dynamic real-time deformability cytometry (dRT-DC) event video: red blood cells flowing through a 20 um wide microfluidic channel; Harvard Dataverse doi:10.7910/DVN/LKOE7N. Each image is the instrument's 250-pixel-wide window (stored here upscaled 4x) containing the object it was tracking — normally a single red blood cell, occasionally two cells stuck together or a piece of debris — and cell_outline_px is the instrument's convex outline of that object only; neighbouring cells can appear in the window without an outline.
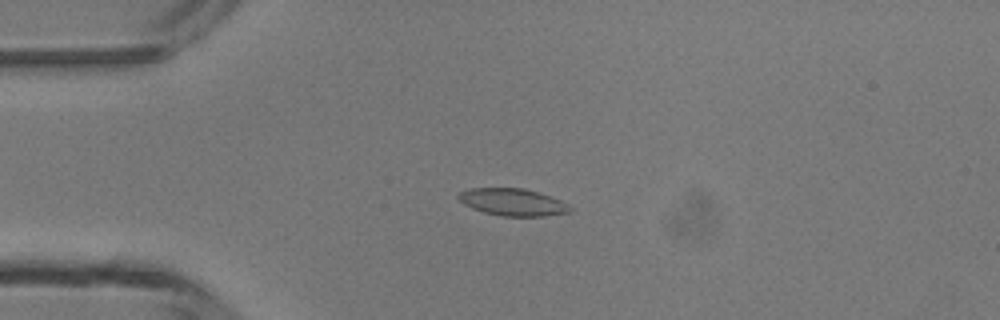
{"species": "common noctule bat (a hibernating species)", "species_latin": "Nyctalus noctula", "temperature_condition": "room temperature", "stored_images_in_passage": 5, "camera_frame_rate_fps": 3000, "um_per_image_px": 0.085, "animal": {"sex": "male", "body_mass_g": 13.3}, "frame": {"image": 1, "passage_image": 4, "time_ms": 3.667, "image_size_px": [1000, 320], "cell_outline_px": [[572, 212], [544, 216], [500, 216], [484, 212], [472, 208], [464, 204], [456, 196], [460, 192], [472, 188], [524, 188], [540, 192], [560, 200], [568, 204], [572, 208]], "centroid_in_image_um": [43.61, 17.18], "position_along_channel_um": 41.4, "area_um2": 17.74}}